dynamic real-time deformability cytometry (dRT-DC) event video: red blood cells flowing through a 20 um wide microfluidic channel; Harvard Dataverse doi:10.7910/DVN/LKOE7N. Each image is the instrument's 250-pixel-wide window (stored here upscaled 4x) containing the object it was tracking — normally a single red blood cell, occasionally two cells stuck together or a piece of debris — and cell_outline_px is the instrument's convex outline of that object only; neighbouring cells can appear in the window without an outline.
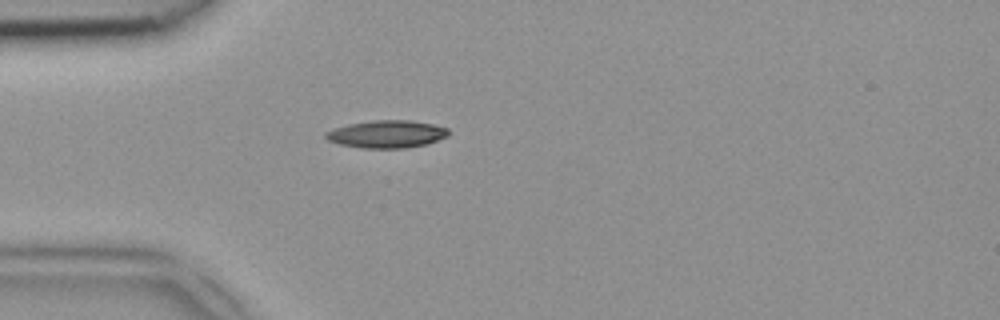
{"species": "common noctule bat (a hibernating species)", "species_latin": "Nyctalus noctula", "temperature_condition": "room temperature", "stored_images_in_passage": 38, "camera_frame_rate_fps": 3000, "um_per_image_px": 0.085, "animal": {"sex": "female", "body_mass_g": 18.4}, "frame": {"image": 1, "passage_image": 4, "time_ms": 1.0, "image_size_px": [1000, 320], "cell_outline_px": [[448, 136], [424, 144], [404, 148], [360, 148], [340, 144], [328, 140], [324, 136], [324, 132], [332, 128], [348, 124], [372, 120], [412, 120], [432, 124], [448, 128]], "centroid_in_image_um": [32.82, 11.39], "position_along_channel_um": 52.2, "area_um2": 19.71}}
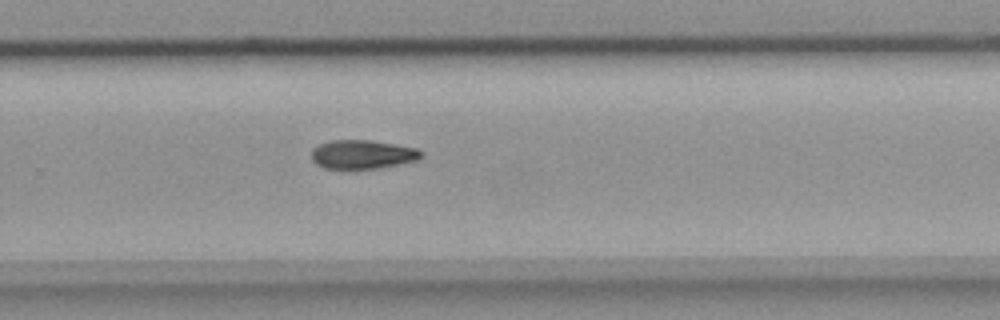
{"frame": {"image": 2, "passage_image": 22, "time_ms": 7.0, "image_size_px": [1000, 320], "cell_outline_px": [[424, 156], [420, 160], [400, 164], [376, 168], [324, 168], [316, 164], [312, 160], [312, 148], [320, 144], [332, 140], [368, 140], [416, 148], [424, 152]], "centroid_in_image_um": [30.84, 13.12], "position_along_channel_um": 299.0, "area_um2": 18.38}}
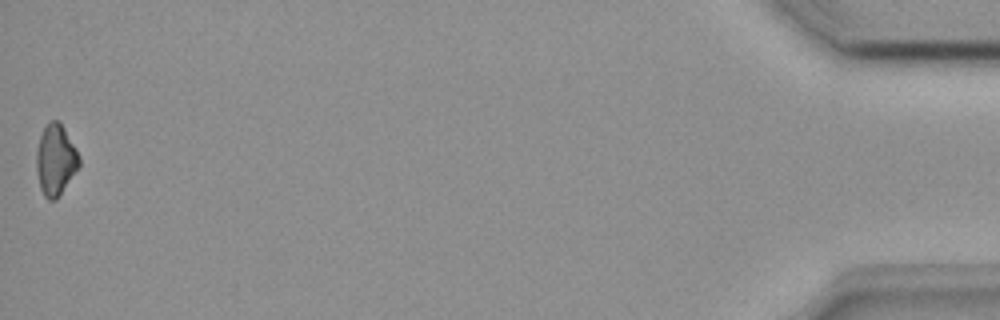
{"frame": {"image": 3, "passage_image": 38, "time_ms": 12.333, "image_size_px": [1000, 320], "cell_outline_px": [[80, 164], [56, 200], [48, 200], [44, 196], [40, 188], [36, 168], [36, 152], [40, 136], [44, 128], [52, 120], [56, 120], [64, 128], [76, 148], [80, 156]], "centroid_in_image_um": [4.72, 13.61], "position_along_channel_um": 430.5, "area_um2": 17.4}}